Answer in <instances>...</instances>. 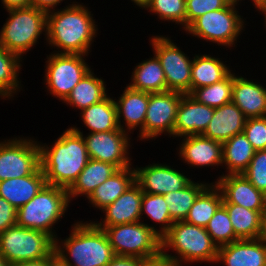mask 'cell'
<instances>
[{
    "mask_svg": "<svg viewBox=\"0 0 266 266\" xmlns=\"http://www.w3.org/2000/svg\"><path fill=\"white\" fill-rule=\"evenodd\" d=\"M90 13L81 4L47 12L45 33L49 44L62 49L60 53L87 55L97 30Z\"/></svg>",
    "mask_w": 266,
    "mask_h": 266,
    "instance_id": "7a4b0ae2",
    "label": "cell"
},
{
    "mask_svg": "<svg viewBox=\"0 0 266 266\" xmlns=\"http://www.w3.org/2000/svg\"><path fill=\"white\" fill-rule=\"evenodd\" d=\"M252 1L254 2L256 8L262 11V13H264L266 17V0H252Z\"/></svg>",
    "mask_w": 266,
    "mask_h": 266,
    "instance_id": "816d5d0a",
    "label": "cell"
},
{
    "mask_svg": "<svg viewBox=\"0 0 266 266\" xmlns=\"http://www.w3.org/2000/svg\"><path fill=\"white\" fill-rule=\"evenodd\" d=\"M115 100L106 97L81 112L82 120L91 133L117 130V107Z\"/></svg>",
    "mask_w": 266,
    "mask_h": 266,
    "instance_id": "f1b7e54d",
    "label": "cell"
},
{
    "mask_svg": "<svg viewBox=\"0 0 266 266\" xmlns=\"http://www.w3.org/2000/svg\"><path fill=\"white\" fill-rule=\"evenodd\" d=\"M227 210L235 235L239 239H259L262 213L234 203H222Z\"/></svg>",
    "mask_w": 266,
    "mask_h": 266,
    "instance_id": "4dcf8cb0",
    "label": "cell"
},
{
    "mask_svg": "<svg viewBox=\"0 0 266 266\" xmlns=\"http://www.w3.org/2000/svg\"><path fill=\"white\" fill-rule=\"evenodd\" d=\"M232 89L233 74L230 72L223 80L197 88L190 95L204 105L217 108L232 102Z\"/></svg>",
    "mask_w": 266,
    "mask_h": 266,
    "instance_id": "e575fe53",
    "label": "cell"
},
{
    "mask_svg": "<svg viewBox=\"0 0 266 266\" xmlns=\"http://www.w3.org/2000/svg\"><path fill=\"white\" fill-rule=\"evenodd\" d=\"M230 3H235V4H237V2L239 1V0H228Z\"/></svg>",
    "mask_w": 266,
    "mask_h": 266,
    "instance_id": "11a10c76",
    "label": "cell"
},
{
    "mask_svg": "<svg viewBox=\"0 0 266 266\" xmlns=\"http://www.w3.org/2000/svg\"><path fill=\"white\" fill-rule=\"evenodd\" d=\"M162 251L173 248L181 258L180 262H216L218 246L205 227L190 224L184 220L175 221L161 237Z\"/></svg>",
    "mask_w": 266,
    "mask_h": 266,
    "instance_id": "5b68a950",
    "label": "cell"
},
{
    "mask_svg": "<svg viewBox=\"0 0 266 266\" xmlns=\"http://www.w3.org/2000/svg\"><path fill=\"white\" fill-rule=\"evenodd\" d=\"M242 174L266 195V150L256 151L248 168Z\"/></svg>",
    "mask_w": 266,
    "mask_h": 266,
    "instance_id": "ab89813d",
    "label": "cell"
},
{
    "mask_svg": "<svg viewBox=\"0 0 266 266\" xmlns=\"http://www.w3.org/2000/svg\"><path fill=\"white\" fill-rule=\"evenodd\" d=\"M125 130H117L90 133L84 138L90 159L108 162L118 169L129 167L128 135Z\"/></svg>",
    "mask_w": 266,
    "mask_h": 266,
    "instance_id": "5bb4252c",
    "label": "cell"
},
{
    "mask_svg": "<svg viewBox=\"0 0 266 266\" xmlns=\"http://www.w3.org/2000/svg\"><path fill=\"white\" fill-rule=\"evenodd\" d=\"M205 228L218 248L240 240L235 235L226 207L223 204L218 207Z\"/></svg>",
    "mask_w": 266,
    "mask_h": 266,
    "instance_id": "8d00e7d4",
    "label": "cell"
},
{
    "mask_svg": "<svg viewBox=\"0 0 266 266\" xmlns=\"http://www.w3.org/2000/svg\"><path fill=\"white\" fill-rule=\"evenodd\" d=\"M228 0H186V29L203 14L226 7Z\"/></svg>",
    "mask_w": 266,
    "mask_h": 266,
    "instance_id": "60d3db41",
    "label": "cell"
},
{
    "mask_svg": "<svg viewBox=\"0 0 266 266\" xmlns=\"http://www.w3.org/2000/svg\"><path fill=\"white\" fill-rule=\"evenodd\" d=\"M118 170L111 163L89 159L76 181L68 189L69 200L81 194L88 198L98 186Z\"/></svg>",
    "mask_w": 266,
    "mask_h": 266,
    "instance_id": "484cf974",
    "label": "cell"
},
{
    "mask_svg": "<svg viewBox=\"0 0 266 266\" xmlns=\"http://www.w3.org/2000/svg\"><path fill=\"white\" fill-rule=\"evenodd\" d=\"M98 227L106 233L115 255L146 260L162 251L161 236L157 229L140 221Z\"/></svg>",
    "mask_w": 266,
    "mask_h": 266,
    "instance_id": "52a82bcc",
    "label": "cell"
},
{
    "mask_svg": "<svg viewBox=\"0 0 266 266\" xmlns=\"http://www.w3.org/2000/svg\"><path fill=\"white\" fill-rule=\"evenodd\" d=\"M63 0H31V6L49 12Z\"/></svg>",
    "mask_w": 266,
    "mask_h": 266,
    "instance_id": "bcb514c9",
    "label": "cell"
},
{
    "mask_svg": "<svg viewBox=\"0 0 266 266\" xmlns=\"http://www.w3.org/2000/svg\"><path fill=\"white\" fill-rule=\"evenodd\" d=\"M215 185L222 193V203H234L258 212L266 210V195L254 187L243 174L222 175Z\"/></svg>",
    "mask_w": 266,
    "mask_h": 266,
    "instance_id": "2e32d148",
    "label": "cell"
},
{
    "mask_svg": "<svg viewBox=\"0 0 266 266\" xmlns=\"http://www.w3.org/2000/svg\"><path fill=\"white\" fill-rule=\"evenodd\" d=\"M148 8L161 19L184 25L186 30V0H151Z\"/></svg>",
    "mask_w": 266,
    "mask_h": 266,
    "instance_id": "f35d334b",
    "label": "cell"
},
{
    "mask_svg": "<svg viewBox=\"0 0 266 266\" xmlns=\"http://www.w3.org/2000/svg\"><path fill=\"white\" fill-rule=\"evenodd\" d=\"M246 120L244 113L231 102L214 108L213 117L201 135L223 144L234 135L243 133Z\"/></svg>",
    "mask_w": 266,
    "mask_h": 266,
    "instance_id": "ffe728a7",
    "label": "cell"
},
{
    "mask_svg": "<svg viewBox=\"0 0 266 266\" xmlns=\"http://www.w3.org/2000/svg\"><path fill=\"white\" fill-rule=\"evenodd\" d=\"M17 209L0 197V233L16 224Z\"/></svg>",
    "mask_w": 266,
    "mask_h": 266,
    "instance_id": "7bdbcfd3",
    "label": "cell"
},
{
    "mask_svg": "<svg viewBox=\"0 0 266 266\" xmlns=\"http://www.w3.org/2000/svg\"><path fill=\"white\" fill-rule=\"evenodd\" d=\"M40 167L46 183L69 189L89 161L84 136L78 128L67 129L52 147L41 146Z\"/></svg>",
    "mask_w": 266,
    "mask_h": 266,
    "instance_id": "6da1fadb",
    "label": "cell"
},
{
    "mask_svg": "<svg viewBox=\"0 0 266 266\" xmlns=\"http://www.w3.org/2000/svg\"><path fill=\"white\" fill-rule=\"evenodd\" d=\"M91 70L73 88L64 102L80 110L100 102L107 97L104 80L94 77Z\"/></svg>",
    "mask_w": 266,
    "mask_h": 266,
    "instance_id": "1f68e13d",
    "label": "cell"
},
{
    "mask_svg": "<svg viewBox=\"0 0 266 266\" xmlns=\"http://www.w3.org/2000/svg\"><path fill=\"white\" fill-rule=\"evenodd\" d=\"M223 197L220 189L214 184L208 185L196 198L184 221L206 227L215 211L222 204Z\"/></svg>",
    "mask_w": 266,
    "mask_h": 266,
    "instance_id": "d6a6232c",
    "label": "cell"
},
{
    "mask_svg": "<svg viewBox=\"0 0 266 266\" xmlns=\"http://www.w3.org/2000/svg\"><path fill=\"white\" fill-rule=\"evenodd\" d=\"M83 56L85 55L58 51L48 57L45 80L54 97L64 101L77 83L90 71Z\"/></svg>",
    "mask_w": 266,
    "mask_h": 266,
    "instance_id": "30bf717a",
    "label": "cell"
},
{
    "mask_svg": "<svg viewBox=\"0 0 266 266\" xmlns=\"http://www.w3.org/2000/svg\"><path fill=\"white\" fill-rule=\"evenodd\" d=\"M131 89L147 93H161L167 91L164 70L157 56L139 63L132 73Z\"/></svg>",
    "mask_w": 266,
    "mask_h": 266,
    "instance_id": "4316f807",
    "label": "cell"
},
{
    "mask_svg": "<svg viewBox=\"0 0 266 266\" xmlns=\"http://www.w3.org/2000/svg\"><path fill=\"white\" fill-rule=\"evenodd\" d=\"M143 192L135 182L113 203L102 211H105L104 224L95 223L97 226H115L126 223L139 222L141 217V204Z\"/></svg>",
    "mask_w": 266,
    "mask_h": 266,
    "instance_id": "d6986e66",
    "label": "cell"
},
{
    "mask_svg": "<svg viewBox=\"0 0 266 266\" xmlns=\"http://www.w3.org/2000/svg\"><path fill=\"white\" fill-rule=\"evenodd\" d=\"M107 266H145V260L137 257L115 255Z\"/></svg>",
    "mask_w": 266,
    "mask_h": 266,
    "instance_id": "f6af8a7d",
    "label": "cell"
},
{
    "mask_svg": "<svg viewBox=\"0 0 266 266\" xmlns=\"http://www.w3.org/2000/svg\"><path fill=\"white\" fill-rule=\"evenodd\" d=\"M0 266H11V264L0 254Z\"/></svg>",
    "mask_w": 266,
    "mask_h": 266,
    "instance_id": "db71d44e",
    "label": "cell"
},
{
    "mask_svg": "<svg viewBox=\"0 0 266 266\" xmlns=\"http://www.w3.org/2000/svg\"><path fill=\"white\" fill-rule=\"evenodd\" d=\"M9 19L0 31V44L19 57L36 44L47 26V12L34 6L7 10Z\"/></svg>",
    "mask_w": 266,
    "mask_h": 266,
    "instance_id": "8992f818",
    "label": "cell"
},
{
    "mask_svg": "<svg viewBox=\"0 0 266 266\" xmlns=\"http://www.w3.org/2000/svg\"><path fill=\"white\" fill-rule=\"evenodd\" d=\"M218 261L226 266H266V243L260 239H240L221 246Z\"/></svg>",
    "mask_w": 266,
    "mask_h": 266,
    "instance_id": "ac0fdd59",
    "label": "cell"
},
{
    "mask_svg": "<svg viewBox=\"0 0 266 266\" xmlns=\"http://www.w3.org/2000/svg\"><path fill=\"white\" fill-rule=\"evenodd\" d=\"M40 167L39 144L27 139L0 143V182L32 175Z\"/></svg>",
    "mask_w": 266,
    "mask_h": 266,
    "instance_id": "7c38bea8",
    "label": "cell"
},
{
    "mask_svg": "<svg viewBox=\"0 0 266 266\" xmlns=\"http://www.w3.org/2000/svg\"><path fill=\"white\" fill-rule=\"evenodd\" d=\"M6 10L31 6V0H2Z\"/></svg>",
    "mask_w": 266,
    "mask_h": 266,
    "instance_id": "7dc6e473",
    "label": "cell"
},
{
    "mask_svg": "<svg viewBox=\"0 0 266 266\" xmlns=\"http://www.w3.org/2000/svg\"><path fill=\"white\" fill-rule=\"evenodd\" d=\"M143 211L153 220L162 224L158 234L162 237L174 223L171 219L168 204L165 198L160 194H147L143 192L141 214ZM164 225V226H163Z\"/></svg>",
    "mask_w": 266,
    "mask_h": 266,
    "instance_id": "74e56055",
    "label": "cell"
},
{
    "mask_svg": "<svg viewBox=\"0 0 266 266\" xmlns=\"http://www.w3.org/2000/svg\"><path fill=\"white\" fill-rule=\"evenodd\" d=\"M181 158L193 166L222 164V143L200 135L185 136L180 146Z\"/></svg>",
    "mask_w": 266,
    "mask_h": 266,
    "instance_id": "7402d4cb",
    "label": "cell"
},
{
    "mask_svg": "<svg viewBox=\"0 0 266 266\" xmlns=\"http://www.w3.org/2000/svg\"><path fill=\"white\" fill-rule=\"evenodd\" d=\"M232 102L247 119L266 116V88L234 74Z\"/></svg>",
    "mask_w": 266,
    "mask_h": 266,
    "instance_id": "44dd1931",
    "label": "cell"
},
{
    "mask_svg": "<svg viewBox=\"0 0 266 266\" xmlns=\"http://www.w3.org/2000/svg\"><path fill=\"white\" fill-rule=\"evenodd\" d=\"M228 69L218 58L196 55L191 67V93L197 88L223 80L230 73Z\"/></svg>",
    "mask_w": 266,
    "mask_h": 266,
    "instance_id": "f546056e",
    "label": "cell"
},
{
    "mask_svg": "<svg viewBox=\"0 0 266 266\" xmlns=\"http://www.w3.org/2000/svg\"><path fill=\"white\" fill-rule=\"evenodd\" d=\"M207 186L208 184L191 181L182 190L163 195L168 204L171 219L174 222L185 220L196 198Z\"/></svg>",
    "mask_w": 266,
    "mask_h": 266,
    "instance_id": "836d02e7",
    "label": "cell"
},
{
    "mask_svg": "<svg viewBox=\"0 0 266 266\" xmlns=\"http://www.w3.org/2000/svg\"><path fill=\"white\" fill-rule=\"evenodd\" d=\"M69 201L67 189L46 184L28 203L17 209L16 224L46 232L56 241L51 228L64 215Z\"/></svg>",
    "mask_w": 266,
    "mask_h": 266,
    "instance_id": "277c9868",
    "label": "cell"
},
{
    "mask_svg": "<svg viewBox=\"0 0 266 266\" xmlns=\"http://www.w3.org/2000/svg\"><path fill=\"white\" fill-rule=\"evenodd\" d=\"M155 55L164 70L167 91L191 94V67L189 60L167 37L156 36L151 39Z\"/></svg>",
    "mask_w": 266,
    "mask_h": 266,
    "instance_id": "8fae6325",
    "label": "cell"
},
{
    "mask_svg": "<svg viewBox=\"0 0 266 266\" xmlns=\"http://www.w3.org/2000/svg\"><path fill=\"white\" fill-rule=\"evenodd\" d=\"M256 150L244 133L234 135L222 144V163L229 174H242L249 166Z\"/></svg>",
    "mask_w": 266,
    "mask_h": 266,
    "instance_id": "83f0119b",
    "label": "cell"
},
{
    "mask_svg": "<svg viewBox=\"0 0 266 266\" xmlns=\"http://www.w3.org/2000/svg\"><path fill=\"white\" fill-rule=\"evenodd\" d=\"M70 236L62 242L55 241V252L70 266H107L115 256L106 233L95 222L74 225ZM66 252L71 256L65 255ZM72 259L74 264L69 260Z\"/></svg>",
    "mask_w": 266,
    "mask_h": 266,
    "instance_id": "3957f363",
    "label": "cell"
},
{
    "mask_svg": "<svg viewBox=\"0 0 266 266\" xmlns=\"http://www.w3.org/2000/svg\"><path fill=\"white\" fill-rule=\"evenodd\" d=\"M54 253H55V250L47 258L20 262L17 264H13L11 266H49V258Z\"/></svg>",
    "mask_w": 266,
    "mask_h": 266,
    "instance_id": "c3c4849f",
    "label": "cell"
},
{
    "mask_svg": "<svg viewBox=\"0 0 266 266\" xmlns=\"http://www.w3.org/2000/svg\"><path fill=\"white\" fill-rule=\"evenodd\" d=\"M119 169L98 186L87 198L96 208L103 210L135 183V169Z\"/></svg>",
    "mask_w": 266,
    "mask_h": 266,
    "instance_id": "d4e9b609",
    "label": "cell"
},
{
    "mask_svg": "<svg viewBox=\"0 0 266 266\" xmlns=\"http://www.w3.org/2000/svg\"><path fill=\"white\" fill-rule=\"evenodd\" d=\"M55 240L46 232L17 224L0 233V254L11 264L47 258Z\"/></svg>",
    "mask_w": 266,
    "mask_h": 266,
    "instance_id": "ba28073f",
    "label": "cell"
},
{
    "mask_svg": "<svg viewBox=\"0 0 266 266\" xmlns=\"http://www.w3.org/2000/svg\"><path fill=\"white\" fill-rule=\"evenodd\" d=\"M259 239L266 243V210L262 213L261 233Z\"/></svg>",
    "mask_w": 266,
    "mask_h": 266,
    "instance_id": "f907efd6",
    "label": "cell"
},
{
    "mask_svg": "<svg viewBox=\"0 0 266 266\" xmlns=\"http://www.w3.org/2000/svg\"><path fill=\"white\" fill-rule=\"evenodd\" d=\"M49 266H70L56 252L49 258Z\"/></svg>",
    "mask_w": 266,
    "mask_h": 266,
    "instance_id": "681fc988",
    "label": "cell"
},
{
    "mask_svg": "<svg viewBox=\"0 0 266 266\" xmlns=\"http://www.w3.org/2000/svg\"><path fill=\"white\" fill-rule=\"evenodd\" d=\"M20 59L0 44V95L3 98L13 96L11 94L19 88L17 77L21 66Z\"/></svg>",
    "mask_w": 266,
    "mask_h": 266,
    "instance_id": "d590c367",
    "label": "cell"
},
{
    "mask_svg": "<svg viewBox=\"0 0 266 266\" xmlns=\"http://www.w3.org/2000/svg\"><path fill=\"white\" fill-rule=\"evenodd\" d=\"M243 133L256 151L266 150V116L248 118Z\"/></svg>",
    "mask_w": 266,
    "mask_h": 266,
    "instance_id": "b9f144b4",
    "label": "cell"
},
{
    "mask_svg": "<svg viewBox=\"0 0 266 266\" xmlns=\"http://www.w3.org/2000/svg\"><path fill=\"white\" fill-rule=\"evenodd\" d=\"M213 114V107L198 102L190 94H183L176 114L173 137L202 134Z\"/></svg>",
    "mask_w": 266,
    "mask_h": 266,
    "instance_id": "e0dca14e",
    "label": "cell"
},
{
    "mask_svg": "<svg viewBox=\"0 0 266 266\" xmlns=\"http://www.w3.org/2000/svg\"><path fill=\"white\" fill-rule=\"evenodd\" d=\"M137 6L147 8L148 5L151 3V0H132Z\"/></svg>",
    "mask_w": 266,
    "mask_h": 266,
    "instance_id": "f5cc1de1",
    "label": "cell"
},
{
    "mask_svg": "<svg viewBox=\"0 0 266 266\" xmlns=\"http://www.w3.org/2000/svg\"><path fill=\"white\" fill-rule=\"evenodd\" d=\"M176 257L161 251L158 255L147 258L145 266H181L180 259Z\"/></svg>",
    "mask_w": 266,
    "mask_h": 266,
    "instance_id": "ee69618b",
    "label": "cell"
},
{
    "mask_svg": "<svg viewBox=\"0 0 266 266\" xmlns=\"http://www.w3.org/2000/svg\"><path fill=\"white\" fill-rule=\"evenodd\" d=\"M191 181L183 173L167 165L154 164L135 169V182L147 194L165 195L182 190Z\"/></svg>",
    "mask_w": 266,
    "mask_h": 266,
    "instance_id": "9a60e30c",
    "label": "cell"
},
{
    "mask_svg": "<svg viewBox=\"0 0 266 266\" xmlns=\"http://www.w3.org/2000/svg\"><path fill=\"white\" fill-rule=\"evenodd\" d=\"M235 3L207 12L198 17L187 29L195 37L209 40L218 45L232 46L243 28V20L237 14Z\"/></svg>",
    "mask_w": 266,
    "mask_h": 266,
    "instance_id": "9c48e42d",
    "label": "cell"
},
{
    "mask_svg": "<svg viewBox=\"0 0 266 266\" xmlns=\"http://www.w3.org/2000/svg\"><path fill=\"white\" fill-rule=\"evenodd\" d=\"M45 175L39 167L32 175L0 182V197L16 209L28 203L46 185Z\"/></svg>",
    "mask_w": 266,
    "mask_h": 266,
    "instance_id": "603a6c76",
    "label": "cell"
},
{
    "mask_svg": "<svg viewBox=\"0 0 266 266\" xmlns=\"http://www.w3.org/2000/svg\"><path fill=\"white\" fill-rule=\"evenodd\" d=\"M149 103V93L137 91L127 86L120 96L119 101L115 102L117 107V123L120 129L124 130L121 125L120 117H124L128 130L139 126L140 131L144 128L147 107Z\"/></svg>",
    "mask_w": 266,
    "mask_h": 266,
    "instance_id": "cb8c5ba5",
    "label": "cell"
},
{
    "mask_svg": "<svg viewBox=\"0 0 266 266\" xmlns=\"http://www.w3.org/2000/svg\"><path fill=\"white\" fill-rule=\"evenodd\" d=\"M182 96V93L175 91L149 93L144 128L140 131L141 139H153L165 131L173 135L176 114Z\"/></svg>",
    "mask_w": 266,
    "mask_h": 266,
    "instance_id": "4fadbf2b",
    "label": "cell"
}]
</instances>
